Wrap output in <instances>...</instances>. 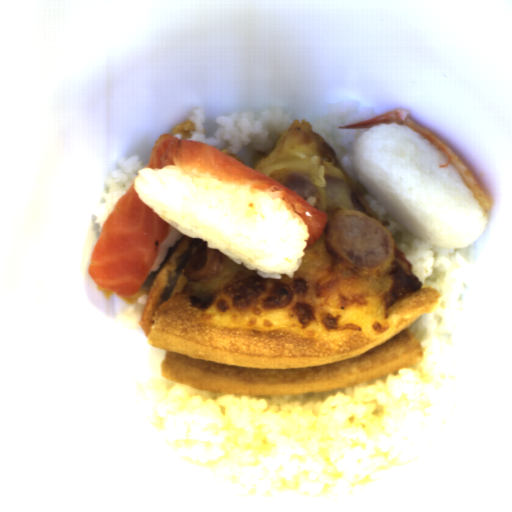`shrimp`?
Segmentation results:
<instances>
[{
  "instance_id": "a79e029a",
  "label": "shrimp",
  "mask_w": 512,
  "mask_h": 512,
  "mask_svg": "<svg viewBox=\"0 0 512 512\" xmlns=\"http://www.w3.org/2000/svg\"><path fill=\"white\" fill-rule=\"evenodd\" d=\"M411 111L404 108H397L391 112L351 123L348 125H338L339 128H371L373 126H379L381 124L389 125L395 122L396 125H404L411 130L417 132L433 145H435L447 158L446 164L439 165V168H446L451 163L455 170L458 172L461 181L466 187L472 192L474 199L477 200V204L487 212H490L493 208L494 201L461 159V157L453 151L444 141H442L436 134L430 129L412 118Z\"/></svg>"
}]
</instances>
